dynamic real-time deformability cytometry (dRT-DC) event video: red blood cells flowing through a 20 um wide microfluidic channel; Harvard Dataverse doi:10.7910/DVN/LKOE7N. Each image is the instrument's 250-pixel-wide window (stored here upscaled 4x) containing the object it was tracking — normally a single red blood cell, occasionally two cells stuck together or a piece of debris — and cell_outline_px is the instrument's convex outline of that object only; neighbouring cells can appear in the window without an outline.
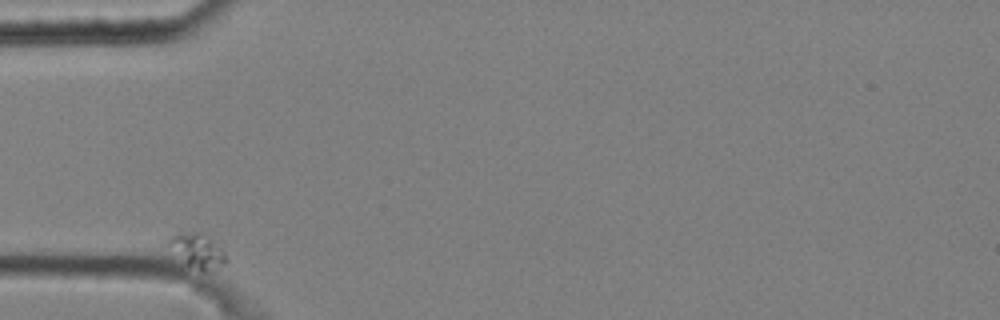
{"species": "common noctule bat (a hibernating species)", "species_latin": "Nyctalus noctula", "temperature_condition": "cold", "stored_images_in_passage": 37, "camera_frame_rate_fps": 3000, "um_per_image_px": 0.085, "animal": {"sex": "male", "body_mass_g": 20.4}, "frame": {"image": 1, "passage_image": 1, "time_ms": 0.0, "image_size_px": [1000, 320], "cell_outline_px": [[228, 260], [224, 264], [212, 272], [200, 272], [188, 264], [168, 244], [168, 240], [172, 236], [180, 232], [200, 232], [212, 240], [224, 252]], "centroid_in_image_um": [16.85, 21.34], "position_along_channel_um": 68.2, "area_um2": 11.21}}